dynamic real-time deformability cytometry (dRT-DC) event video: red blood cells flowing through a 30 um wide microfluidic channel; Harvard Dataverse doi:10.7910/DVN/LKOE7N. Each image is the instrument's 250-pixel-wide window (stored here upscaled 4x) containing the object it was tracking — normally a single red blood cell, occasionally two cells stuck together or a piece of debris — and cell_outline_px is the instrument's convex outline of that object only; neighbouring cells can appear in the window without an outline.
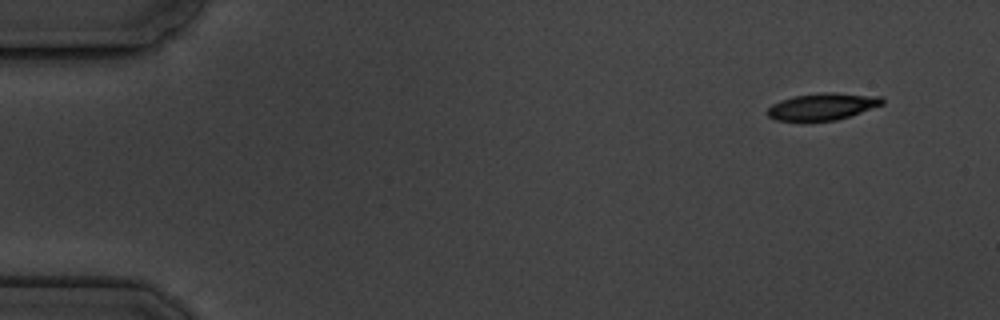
{"species": "common noctule bat (a hibernating species)", "species_latin": "Nyctalus noctula", "temperature_condition": "cold", "stored_images_in_passage": 4, "camera_frame_rate_fps": 3000, "um_per_image_px": 0.085, "animal": {"sex": "male", "body_mass_g": 19.5, "forearm_length_mm": 54.6}, "frame": {"image": 1, "passage_image": 1, "time_ms": 0.0, "image_size_px": [1000, 320], "cell_outline_px": [[884, 104], [836, 120], [804, 124], [800, 124], [776, 120], [768, 116], [764, 112], [772, 104], [780, 100], [792, 96], [832, 92], [884, 96]], "centroid_in_image_um": [69.84, 9.1], "position_along_channel_um": 15.2, "area_um2": 18.79}}
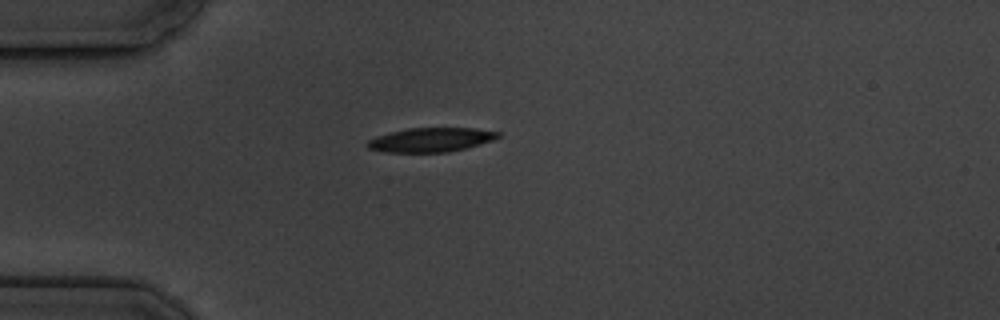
{"frame": {"image": 2, "passage_image": 4, "time_ms": 3.667, "image_size_px": [1000, 320], "cell_outline_px": [[500, 136], [492, 140], [464, 148], [448, 152], [384, 152], [368, 148], [364, 144], [368, 140], [376, 136], [408, 128], [476, 128], [500, 132]], "centroid_in_image_um": [36.59, 11.88], "position_along_channel_um": 48.4, "area_um2": 18.26}}